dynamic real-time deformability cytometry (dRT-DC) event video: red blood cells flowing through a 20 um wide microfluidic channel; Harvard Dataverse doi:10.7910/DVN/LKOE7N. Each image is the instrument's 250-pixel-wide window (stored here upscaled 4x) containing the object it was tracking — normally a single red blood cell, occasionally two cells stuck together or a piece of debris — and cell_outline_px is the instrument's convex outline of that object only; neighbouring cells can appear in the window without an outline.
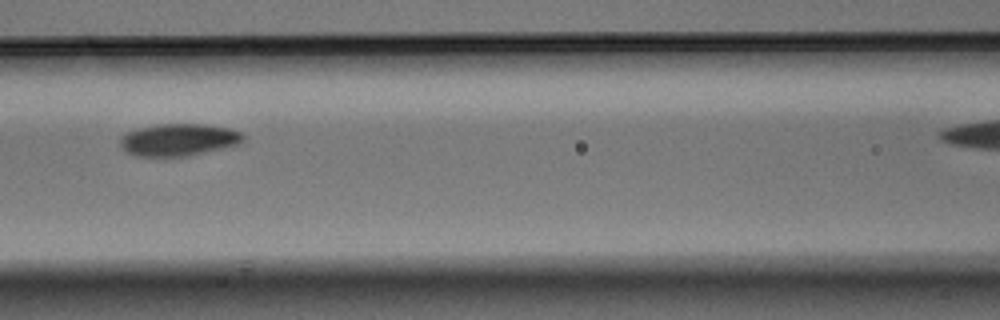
{"species": "Egyptian fruit bat (a non-hibernating species)", "species_latin": "Rousettus aegyptiacus", "temperature_condition": "warm", "stored_images_in_passage": 9, "segment_of_instrument_passage": [1, 2], "camera_frame_rate_fps": 3000, "um_per_image_px": 0.085, "animal": {"sex": "male"}, "frame": {"image": 1, "passage_image": 6, "time_ms": 1.667, "image_size_px": [1000, 320], "cell_outline_px": [[244, 140], [240, 144], [224, 148], [188, 156], [136, 156], [128, 152], [120, 144], [120, 136], [128, 132], [140, 128], [156, 124], [204, 124], [228, 128], [240, 132], [244, 136]], "centroid_in_image_um": [15.21, 11.88], "position_along_channel_um": 151.4, "area_um2": 23.0}}
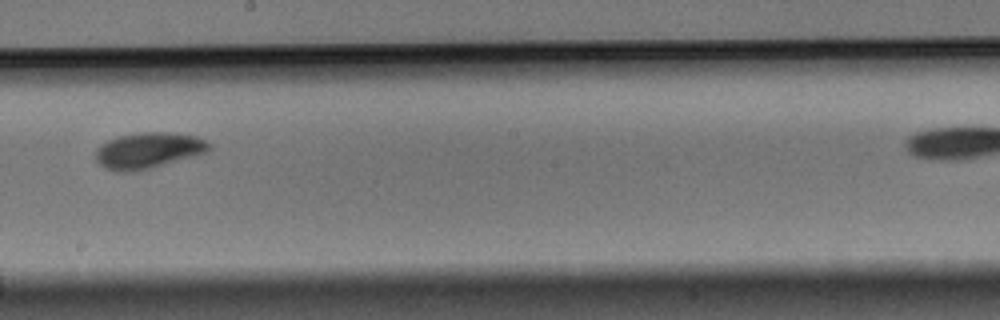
{"frame": {"image": 2, "passage_image": 8, "time_ms": 2.333, "image_size_px": [1000, 320], "cell_outline_px": [[212, 148], [196, 156], [132, 172], [116, 172], [104, 168], [96, 160], [96, 148], [108, 140], [120, 136], [136, 132], [172, 132], [196, 136], [212, 144]], "centroid_in_image_um": [12.6, 12.78], "position_along_channel_um": 235.6, "area_um2": 23.81}}